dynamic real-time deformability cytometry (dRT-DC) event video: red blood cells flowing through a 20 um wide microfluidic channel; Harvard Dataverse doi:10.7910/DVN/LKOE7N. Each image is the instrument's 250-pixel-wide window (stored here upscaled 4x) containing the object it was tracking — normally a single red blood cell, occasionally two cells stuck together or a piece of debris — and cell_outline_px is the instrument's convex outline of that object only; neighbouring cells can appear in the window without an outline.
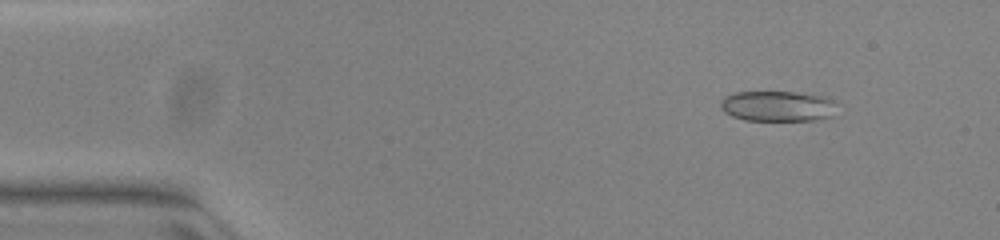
{"species": "common noctule bat (a hibernating species)", "species_latin": "Nyctalus noctula", "temperature_condition": "warm", "stored_images_in_passage": 32, "camera_frame_rate_fps": 3000, "um_per_image_px": 0.085, "animal": {"sex": "female", "body_mass_g": 23.0, "forearm_length_mm": 53.4}, "frame": {"image": 1, "passage_image": 6, "time_ms": 1.667, "image_size_px": [1000, 240], "cell_outline_px": [[836, 116], [816, 120], [744, 120], [732, 116], [724, 112], [720, 108], [720, 100], [724, 96], [736, 92], [796, 92], [828, 96], [832, 100]], "centroid_in_image_um": [66.09, 9.02], "position_along_channel_um": 18.9, "area_um2": 20.92}}
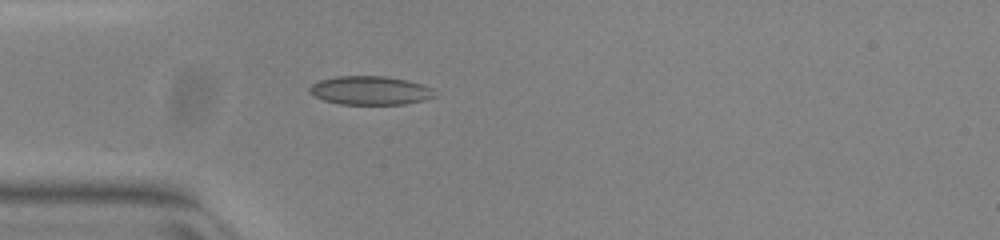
{"frame": {"image": 2, "passage_image": 15, "time_ms": 4.667, "image_size_px": [1000, 240], "cell_outline_px": [[436, 96], [424, 100], [404, 104], [340, 104], [324, 100], [308, 92], [308, 88], [312, 84], [320, 80], [336, 76], [384, 76], [404, 80], [420, 84], [432, 88], [436, 92]], "centroid_in_image_um": [31.46, 7.69], "position_along_channel_um": 53.5, "area_um2": 20.81}}